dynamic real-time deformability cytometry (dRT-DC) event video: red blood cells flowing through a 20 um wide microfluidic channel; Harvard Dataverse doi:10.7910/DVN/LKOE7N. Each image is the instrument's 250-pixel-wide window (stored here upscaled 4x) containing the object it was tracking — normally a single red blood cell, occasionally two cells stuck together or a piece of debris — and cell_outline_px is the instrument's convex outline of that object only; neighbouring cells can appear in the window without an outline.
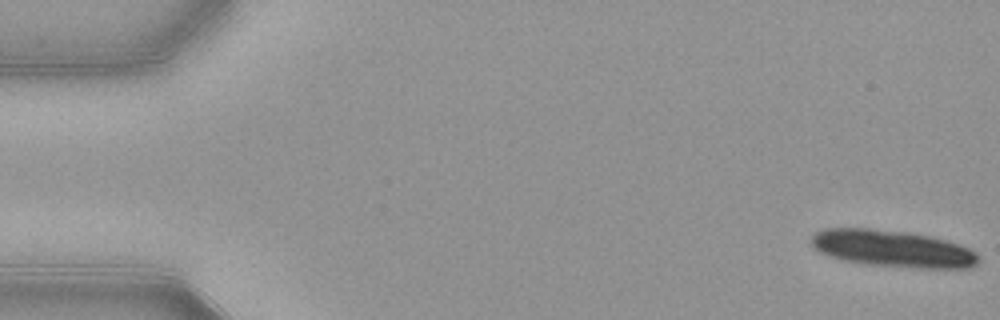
{"species": "common noctule bat (a hibernating species)", "species_latin": "Nyctalus noctula", "temperature_condition": "warm", "stored_images_in_passage": 14, "camera_frame_rate_fps": 3000, "um_per_image_px": 0.085, "animal": {"sex": "female", "body_mass_g": 21.9}, "frame": {"image": 1, "passage_image": 1, "time_ms": 0.0, "image_size_px": [1000, 320], "cell_outline_px": [[980, 260], [972, 268], [920, 268], [864, 264], [844, 260], [828, 256], [812, 248], [812, 236], [816, 232], [824, 228], [868, 228], [908, 232], [932, 236], [968, 248], [976, 252], [980, 256]], "centroid_in_image_um": [75.86, 21.13], "position_along_channel_um": 9.1, "area_um2": 36.07}}